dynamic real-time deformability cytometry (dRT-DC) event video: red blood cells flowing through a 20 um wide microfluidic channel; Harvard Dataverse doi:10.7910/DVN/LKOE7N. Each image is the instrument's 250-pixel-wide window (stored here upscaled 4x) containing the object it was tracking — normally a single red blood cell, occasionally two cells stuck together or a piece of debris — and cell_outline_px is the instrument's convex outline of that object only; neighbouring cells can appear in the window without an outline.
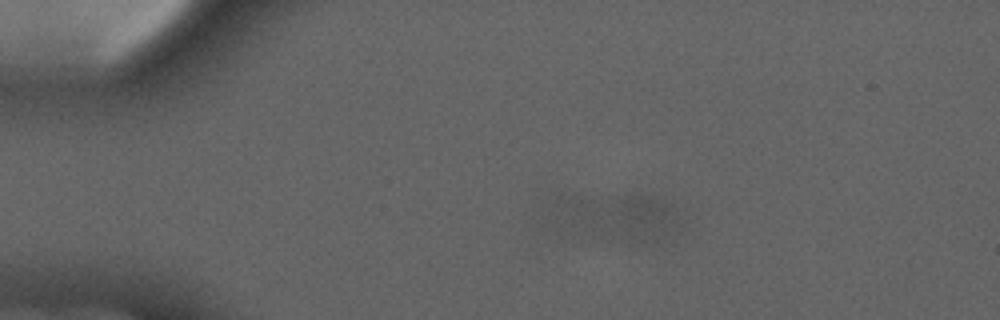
{"species": "common noctule bat (a hibernating species)", "species_latin": "Nyctalus noctula", "temperature_condition": "cold", "stored_images_in_passage": 5, "camera_frame_rate_fps": 3000, "um_per_image_px": 0.085, "animal": {"sex": "male", "forearm_length_mm": 52.5}, "frame": {"image": 1, "passage_image": 4, "time_ms": 3.333, "image_size_px": [1000, 320], "cell_outline_px": [[680, 232], [656, 240], [628, 244], [580, 232], [556, 200], [556, 196], [648, 196], [664, 200], [672, 204], [676, 212], [680, 224]], "centroid_in_image_um": [52.87, 18.46], "position_along_channel_um": 32.1, "area_um2": 32.71}}